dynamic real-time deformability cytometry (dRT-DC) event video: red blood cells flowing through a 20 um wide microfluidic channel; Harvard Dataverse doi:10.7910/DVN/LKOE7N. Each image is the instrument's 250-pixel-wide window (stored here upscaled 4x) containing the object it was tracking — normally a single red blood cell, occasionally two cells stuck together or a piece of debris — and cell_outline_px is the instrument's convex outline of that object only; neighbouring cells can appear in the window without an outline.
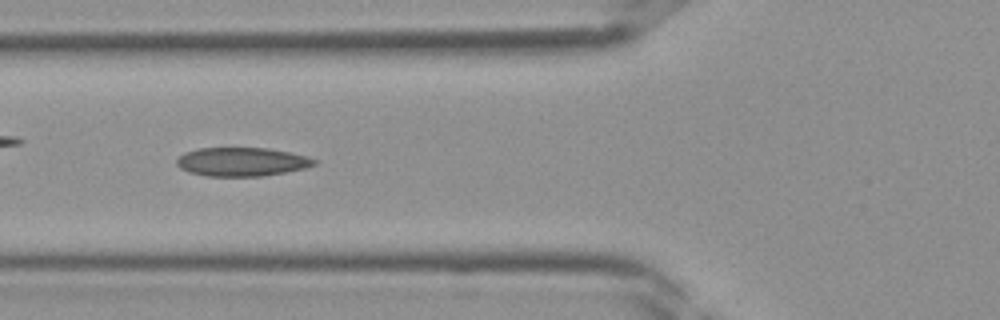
{"species": "Egyptian fruit bat (a non-hibernating species)", "species_latin": "Rousettus aegyptiacus", "temperature_condition": "room temperature", "stored_images_in_passage": 39, "camera_frame_rate_fps": 3000, "um_per_image_px": 0.085, "frame": {"image": 1, "passage_image": 14, "time_ms": 4.333, "image_size_px": [1000, 320], "cell_outline_px": [[320, 160], [316, 164], [304, 168], [284, 172], [260, 176], [208, 176], [188, 172], [180, 168], [176, 164], [176, 160], [184, 152], [196, 148], [268, 148], [308, 156]], "centroid_in_image_um": [20.55, 13.74], "position_along_channel_um": 105.3, "area_um2": 23.06}}
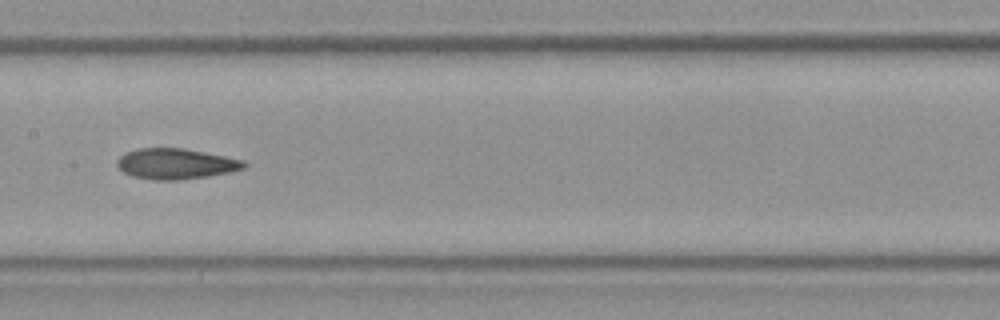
{"frame": {"image": 2, "passage_image": 19, "time_ms": 6.0, "image_size_px": [1000, 320], "cell_outline_px": [[248, 164], [244, 168], [228, 172], [208, 176], [180, 180], [156, 180], [132, 176], [124, 172], [116, 164], [116, 160], [124, 152], [136, 148], [184, 148], [244, 160]], "centroid_in_image_um": [14.91, 13.91], "position_along_channel_um": 192.5, "area_um2": 22.66}}
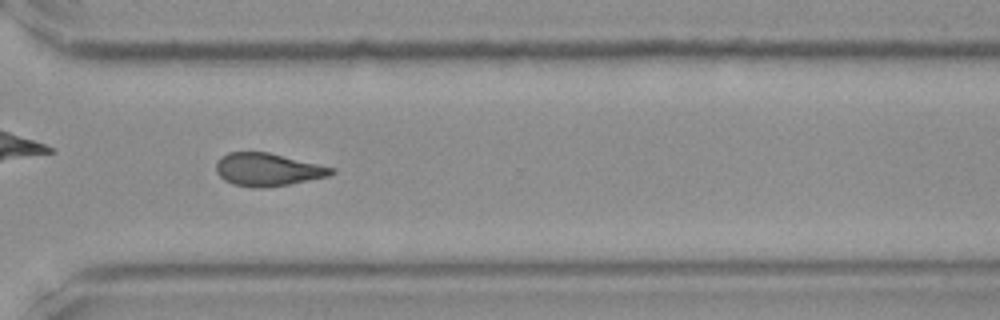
{"frame": {"image": 3, "passage_image": 28, "time_ms": 9.0, "image_size_px": [1000, 320], "cell_outline_px": [[336, 172], [328, 176], [292, 184], [264, 188], [252, 188], [232, 184], [224, 180], [216, 172], [216, 164], [220, 156], [228, 152], [268, 152], [336, 168]], "centroid_in_image_um": [22.75, 14.42], "position_along_channel_um": 347.8, "area_um2": 22.31}}